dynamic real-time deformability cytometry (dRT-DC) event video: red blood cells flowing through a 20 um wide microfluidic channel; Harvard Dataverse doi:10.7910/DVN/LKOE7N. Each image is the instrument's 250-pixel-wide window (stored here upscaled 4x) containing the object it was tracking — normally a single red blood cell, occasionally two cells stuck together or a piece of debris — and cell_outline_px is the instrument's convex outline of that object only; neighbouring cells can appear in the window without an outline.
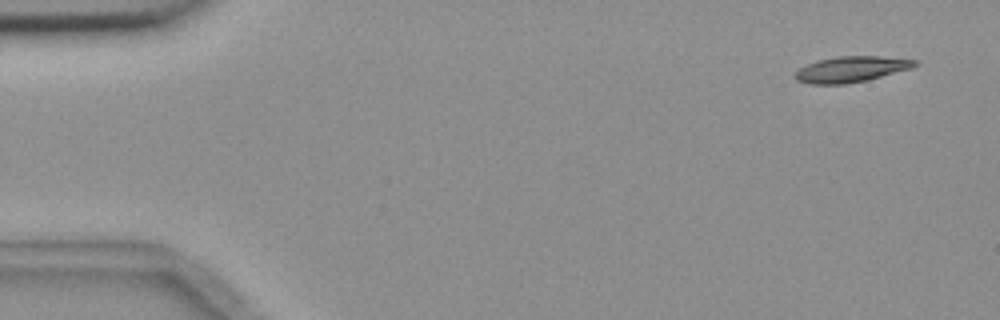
{"species": "common noctule bat (a hibernating species)", "species_latin": "Nyctalus noctula", "temperature_condition": "room temperature", "stored_images_in_passage": 5, "camera_frame_rate_fps": 3000, "um_per_image_px": 0.085, "animal": {"sex": "female", "body_mass_g": 18.4}, "frame": {"image": 1, "passage_image": 1, "time_ms": 0.0, "image_size_px": [1000, 320], "cell_outline_px": [[920, 64], [912, 68], [868, 80], [844, 84], [808, 84], [796, 80], [796, 72], [800, 68], [816, 60], [836, 56], [880, 56], [920, 60]], "centroid_in_image_um": [72.4, 5.88], "position_along_channel_um": 12.6, "area_um2": 18.15}}
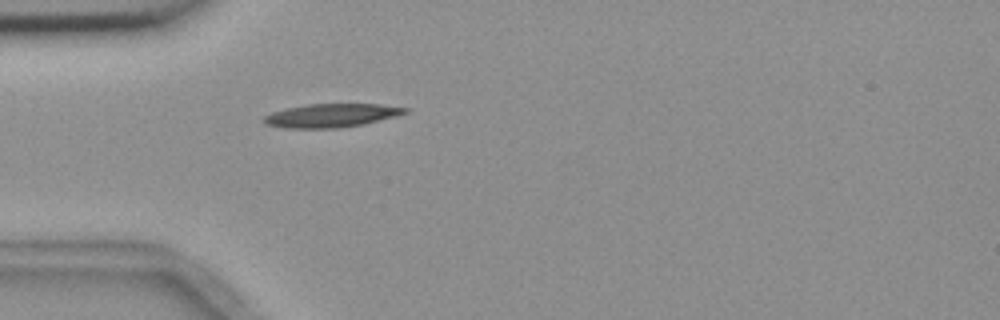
{"frame": {"image": 2, "passage_image": 5, "time_ms": 4.333, "image_size_px": [1000, 320], "cell_outline_px": [[412, 108], [408, 112], [396, 116], [364, 124], [336, 128], [284, 128], [264, 124], [264, 116], [272, 112], [288, 108], [308, 104], [380, 104]], "centroid_in_image_um": [28.2, 9.81], "position_along_channel_um": 56.8, "area_um2": 19.36}}